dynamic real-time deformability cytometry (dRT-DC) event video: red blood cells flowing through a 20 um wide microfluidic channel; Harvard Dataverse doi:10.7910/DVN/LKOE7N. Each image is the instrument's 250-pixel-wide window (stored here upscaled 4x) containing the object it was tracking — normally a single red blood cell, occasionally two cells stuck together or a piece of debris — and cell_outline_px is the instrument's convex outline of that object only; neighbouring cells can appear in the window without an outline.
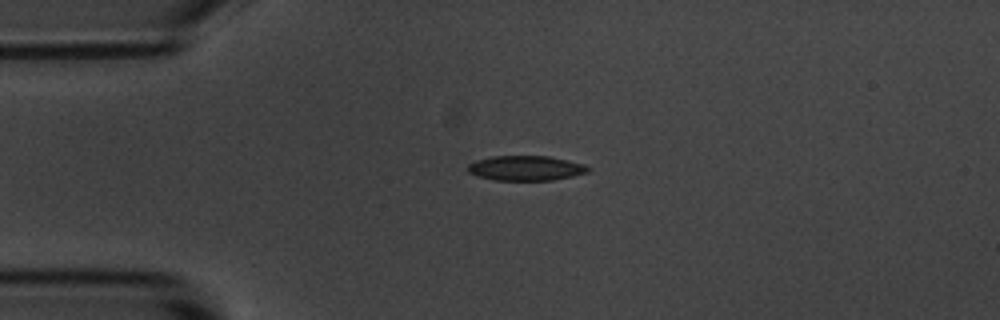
{"species": "common noctule bat (a hibernating species)", "species_latin": "Nyctalus noctula", "temperature_condition": "room temperature", "stored_images_in_passage": 5, "camera_frame_rate_fps": 3000, "um_per_image_px": 0.085, "animal": {"sex": "male", "body_mass_g": 20.1, "forearm_length_mm": 53.5}, "frame": {"image": 1, "passage_image": 3, "time_ms": 2.333, "image_size_px": [1000, 320], "cell_outline_px": [[592, 168], [588, 172], [572, 176], [552, 180], [492, 180], [476, 176], [468, 172], [468, 164], [476, 160], [492, 156], [548, 156], [568, 160], [584, 164]], "centroid_in_image_um": [44.69, 14.29], "position_along_channel_um": 40.3, "area_um2": 17.51}}